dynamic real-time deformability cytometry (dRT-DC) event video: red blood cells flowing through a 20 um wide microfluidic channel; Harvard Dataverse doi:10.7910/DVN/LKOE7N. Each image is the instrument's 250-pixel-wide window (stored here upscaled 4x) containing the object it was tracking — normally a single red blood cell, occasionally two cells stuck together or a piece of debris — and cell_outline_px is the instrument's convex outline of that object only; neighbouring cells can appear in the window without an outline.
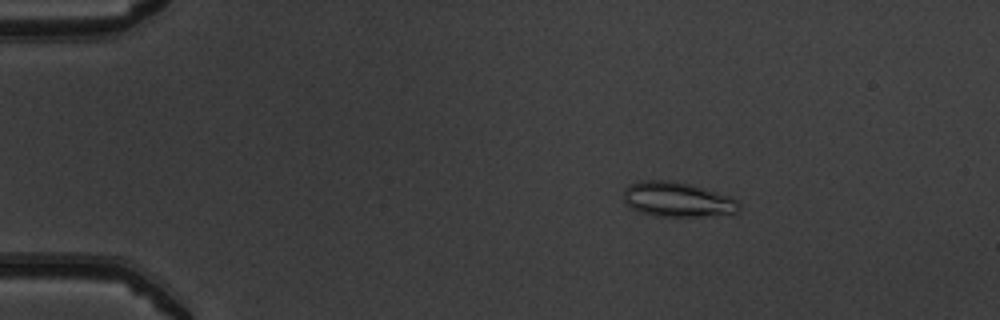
{"species": "common noctule bat (a hibernating species)", "species_latin": "Nyctalus noctula", "temperature_condition": "warm", "stored_images_in_passage": 53, "camera_frame_rate_fps": 3000, "um_per_image_px": 0.085, "animal": {"sex": "male", "body_mass_g": 19.5, "forearm_length_mm": 54.6}, "frame": {"image": 1, "passage_image": 10, "time_ms": 3.0, "image_size_px": [1000, 320], "cell_outline_px": [[740, 208], [736, 212], [704, 216], [652, 216], [640, 212], [632, 208], [624, 200], [624, 188], [628, 184], [644, 180], [672, 180], [688, 184], [728, 196], [736, 200], [740, 204]], "centroid_in_image_um": [57.52, 16.95], "position_along_channel_um": 27.5, "area_um2": 23.12}}
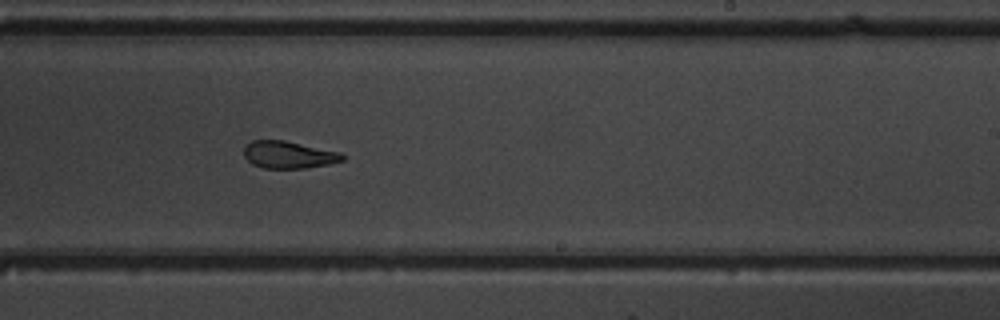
{"frame": {"image": 2, "passage_image": 34, "time_ms": 11.0, "image_size_px": [1000, 320], "cell_outline_px": [[344, 160], [328, 164], [304, 168], [264, 168], [252, 164], [244, 156], [244, 148], [252, 140], [284, 140], [340, 152], [344, 156]], "centroid_in_image_um": [24.52, 13.15], "position_along_channel_um": 264.5, "area_um2": 15.49}}
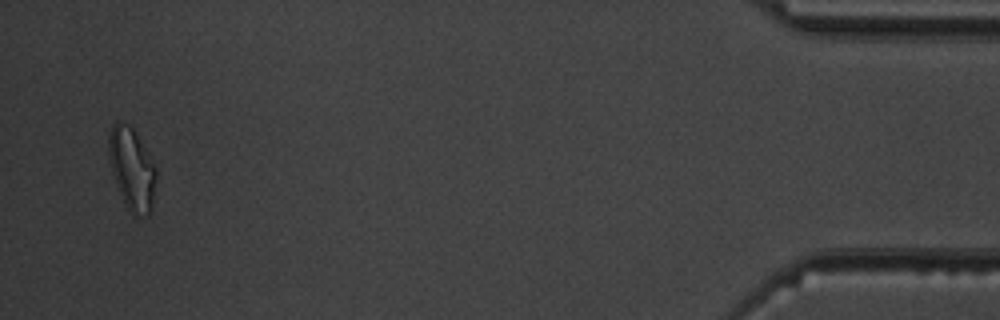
{"frame": {"image": 3, "passage_image": 52, "time_ms": 17.0, "image_size_px": [1000, 320], "cell_outline_px": [[156, 180], [152, 208], [148, 216], [132, 216], [120, 192], [112, 172], [108, 152], [108, 132], [112, 124], [116, 120], [124, 120], [136, 132], [156, 168]], "centroid_in_image_um": [11.2, 14.31], "position_along_channel_um": 424.0, "area_um2": 22.83}, "authors_computed_cell_mechanics": {"area_um2": 18.4382, "velocity_mm_per_s": 3.9145, "shape_relaxation_time_tau1_ms": 10.4599, "shape_relaxation_time_tau2_ms": 2.1892, "deformation_change_tau1": 0.261, "deformation_change_tau2": 0.09}}